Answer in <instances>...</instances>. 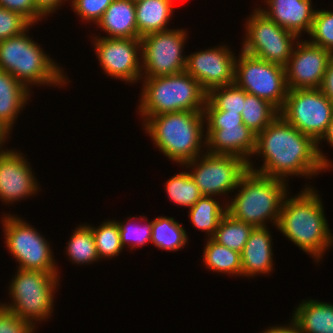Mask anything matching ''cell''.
I'll list each match as a JSON object with an SVG mask.
<instances>
[{"mask_svg":"<svg viewBox=\"0 0 333 333\" xmlns=\"http://www.w3.org/2000/svg\"><path fill=\"white\" fill-rule=\"evenodd\" d=\"M254 155L261 156L264 162L257 169L250 160L249 170L283 181L295 175L311 179L323 170H329L319 157L317 142L280 114L257 134Z\"/></svg>","mask_w":333,"mask_h":333,"instance_id":"cell-1","label":"cell"},{"mask_svg":"<svg viewBox=\"0 0 333 333\" xmlns=\"http://www.w3.org/2000/svg\"><path fill=\"white\" fill-rule=\"evenodd\" d=\"M288 196L283 201L276 228L316 262H320L327 249L333 246L321 197L312 186H306L298 195Z\"/></svg>","mask_w":333,"mask_h":333,"instance_id":"cell-2","label":"cell"},{"mask_svg":"<svg viewBox=\"0 0 333 333\" xmlns=\"http://www.w3.org/2000/svg\"><path fill=\"white\" fill-rule=\"evenodd\" d=\"M204 123V111L168 112L151 116L143 129L164 156L183 165L205 153Z\"/></svg>","mask_w":333,"mask_h":333,"instance_id":"cell-3","label":"cell"},{"mask_svg":"<svg viewBox=\"0 0 333 333\" xmlns=\"http://www.w3.org/2000/svg\"><path fill=\"white\" fill-rule=\"evenodd\" d=\"M287 188L286 181L248 170L236 187V195L226 202L227 213L253 228L266 227L268 220L275 227L289 194Z\"/></svg>","mask_w":333,"mask_h":333,"instance_id":"cell-4","label":"cell"},{"mask_svg":"<svg viewBox=\"0 0 333 333\" xmlns=\"http://www.w3.org/2000/svg\"><path fill=\"white\" fill-rule=\"evenodd\" d=\"M28 30L0 41V70L13 75L30 91V85L69 84L62 67L27 35Z\"/></svg>","mask_w":333,"mask_h":333,"instance_id":"cell-5","label":"cell"},{"mask_svg":"<svg viewBox=\"0 0 333 333\" xmlns=\"http://www.w3.org/2000/svg\"><path fill=\"white\" fill-rule=\"evenodd\" d=\"M138 113L143 124L151 117L168 112L204 111L207 93L185 71L143 79Z\"/></svg>","mask_w":333,"mask_h":333,"instance_id":"cell-6","label":"cell"},{"mask_svg":"<svg viewBox=\"0 0 333 333\" xmlns=\"http://www.w3.org/2000/svg\"><path fill=\"white\" fill-rule=\"evenodd\" d=\"M16 270L8 291L12 302H0V305L35 328L36 322L41 323L52 317L54 294L60 284V274L18 268Z\"/></svg>","mask_w":333,"mask_h":333,"instance_id":"cell-7","label":"cell"},{"mask_svg":"<svg viewBox=\"0 0 333 333\" xmlns=\"http://www.w3.org/2000/svg\"><path fill=\"white\" fill-rule=\"evenodd\" d=\"M7 250L18 262V269L60 273L47 239L20 217L2 215Z\"/></svg>","mask_w":333,"mask_h":333,"instance_id":"cell-8","label":"cell"},{"mask_svg":"<svg viewBox=\"0 0 333 333\" xmlns=\"http://www.w3.org/2000/svg\"><path fill=\"white\" fill-rule=\"evenodd\" d=\"M242 51L264 61L285 67L299 37L282 28L255 8L245 21Z\"/></svg>","mask_w":333,"mask_h":333,"instance_id":"cell-9","label":"cell"},{"mask_svg":"<svg viewBox=\"0 0 333 333\" xmlns=\"http://www.w3.org/2000/svg\"><path fill=\"white\" fill-rule=\"evenodd\" d=\"M239 55L235 63L234 83L247 93L267 100L280 111L289 90L285 67L264 61L242 50Z\"/></svg>","mask_w":333,"mask_h":333,"instance_id":"cell-10","label":"cell"},{"mask_svg":"<svg viewBox=\"0 0 333 333\" xmlns=\"http://www.w3.org/2000/svg\"><path fill=\"white\" fill-rule=\"evenodd\" d=\"M183 165L190 170L188 173L201 194L212 197L234 192L242 176L249 170L248 162L238 156L208 152Z\"/></svg>","mask_w":333,"mask_h":333,"instance_id":"cell-11","label":"cell"},{"mask_svg":"<svg viewBox=\"0 0 333 333\" xmlns=\"http://www.w3.org/2000/svg\"><path fill=\"white\" fill-rule=\"evenodd\" d=\"M279 114L317 142L333 118V101L321 89H289Z\"/></svg>","mask_w":333,"mask_h":333,"instance_id":"cell-12","label":"cell"},{"mask_svg":"<svg viewBox=\"0 0 333 333\" xmlns=\"http://www.w3.org/2000/svg\"><path fill=\"white\" fill-rule=\"evenodd\" d=\"M186 29H167L141 38L142 79L185 71Z\"/></svg>","mask_w":333,"mask_h":333,"instance_id":"cell-13","label":"cell"},{"mask_svg":"<svg viewBox=\"0 0 333 333\" xmlns=\"http://www.w3.org/2000/svg\"><path fill=\"white\" fill-rule=\"evenodd\" d=\"M92 39L103 73L128 84L142 79L141 38H107L98 35Z\"/></svg>","mask_w":333,"mask_h":333,"instance_id":"cell-14","label":"cell"},{"mask_svg":"<svg viewBox=\"0 0 333 333\" xmlns=\"http://www.w3.org/2000/svg\"><path fill=\"white\" fill-rule=\"evenodd\" d=\"M228 47L222 44L187 55L185 72L196 79L207 94L214 88L234 83L237 57Z\"/></svg>","mask_w":333,"mask_h":333,"instance_id":"cell-15","label":"cell"},{"mask_svg":"<svg viewBox=\"0 0 333 333\" xmlns=\"http://www.w3.org/2000/svg\"><path fill=\"white\" fill-rule=\"evenodd\" d=\"M332 55L308 40H298L285 66L288 89H320Z\"/></svg>","mask_w":333,"mask_h":333,"instance_id":"cell-16","label":"cell"},{"mask_svg":"<svg viewBox=\"0 0 333 333\" xmlns=\"http://www.w3.org/2000/svg\"><path fill=\"white\" fill-rule=\"evenodd\" d=\"M32 171L21 151L9 149L0 153V201L12 205L37 194L40 185Z\"/></svg>","mask_w":333,"mask_h":333,"instance_id":"cell-17","label":"cell"},{"mask_svg":"<svg viewBox=\"0 0 333 333\" xmlns=\"http://www.w3.org/2000/svg\"><path fill=\"white\" fill-rule=\"evenodd\" d=\"M206 152L235 155L248 163L256 149L257 134L244 124L239 127H205ZM251 156V157H250Z\"/></svg>","mask_w":333,"mask_h":333,"instance_id":"cell-18","label":"cell"},{"mask_svg":"<svg viewBox=\"0 0 333 333\" xmlns=\"http://www.w3.org/2000/svg\"><path fill=\"white\" fill-rule=\"evenodd\" d=\"M267 9L258 7L261 12L282 28L301 37L309 34L315 11L311 0H264Z\"/></svg>","mask_w":333,"mask_h":333,"instance_id":"cell-19","label":"cell"},{"mask_svg":"<svg viewBox=\"0 0 333 333\" xmlns=\"http://www.w3.org/2000/svg\"><path fill=\"white\" fill-rule=\"evenodd\" d=\"M266 227L253 228L241 252L242 276L269 274L273 269V241Z\"/></svg>","mask_w":333,"mask_h":333,"instance_id":"cell-20","label":"cell"},{"mask_svg":"<svg viewBox=\"0 0 333 333\" xmlns=\"http://www.w3.org/2000/svg\"><path fill=\"white\" fill-rule=\"evenodd\" d=\"M96 25L107 38H138L135 2L114 0Z\"/></svg>","mask_w":333,"mask_h":333,"instance_id":"cell-21","label":"cell"},{"mask_svg":"<svg viewBox=\"0 0 333 333\" xmlns=\"http://www.w3.org/2000/svg\"><path fill=\"white\" fill-rule=\"evenodd\" d=\"M295 308L290 320L301 333H333V304L309 299Z\"/></svg>","mask_w":333,"mask_h":333,"instance_id":"cell-22","label":"cell"},{"mask_svg":"<svg viewBox=\"0 0 333 333\" xmlns=\"http://www.w3.org/2000/svg\"><path fill=\"white\" fill-rule=\"evenodd\" d=\"M30 92L13 75L0 70V122L10 131L23 108L30 100Z\"/></svg>","mask_w":333,"mask_h":333,"instance_id":"cell-23","label":"cell"},{"mask_svg":"<svg viewBox=\"0 0 333 333\" xmlns=\"http://www.w3.org/2000/svg\"><path fill=\"white\" fill-rule=\"evenodd\" d=\"M169 0H140L135 2L138 38L170 29L168 21L174 7Z\"/></svg>","mask_w":333,"mask_h":333,"instance_id":"cell-24","label":"cell"},{"mask_svg":"<svg viewBox=\"0 0 333 333\" xmlns=\"http://www.w3.org/2000/svg\"><path fill=\"white\" fill-rule=\"evenodd\" d=\"M206 240L203 250V265L220 274L242 276L241 253L217 243L212 238Z\"/></svg>","mask_w":333,"mask_h":333,"instance_id":"cell-25","label":"cell"},{"mask_svg":"<svg viewBox=\"0 0 333 333\" xmlns=\"http://www.w3.org/2000/svg\"><path fill=\"white\" fill-rule=\"evenodd\" d=\"M188 235L173 217L158 216L152 221L151 243L158 249L177 251L185 247Z\"/></svg>","mask_w":333,"mask_h":333,"instance_id":"cell-26","label":"cell"},{"mask_svg":"<svg viewBox=\"0 0 333 333\" xmlns=\"http://www.w3.org/2000/svg\"><path fill=\"white\" fill-rule=\"evenodd\" d=\"M222 205L214 196H202L188 211L192 225L207 233V238L213 237L219 221L227 213V203Z\"/></svg>","mask_w":333,"mask_h":333,"instance_id":"cell-27","label":"cell"},{"mask_svg":"<svg viewBox=\"0 0 333 333\" xmlns=\"http://www.w3.org/2000/svg\"><path fill=\"white\" fill-rule=\"evenodd\" d=\"M278 115L279 110L270 102L246 92L241 117L254 133L263 131Z\"/></svg>","mask_w":333,"mask_h":333,"instance_id":"cell-28","label":"cell"},{"mask_svg":"<svg viewBox=\"0 0 333 333\" xmlns=\"http://www.w3.org/2000/svg\"><path fill=\"white\" fill-rule=\"evenodd\" d=\"M69 238L65 253L71 263L89 265L100 260L90 225H79Z\"/></svg>","mask_w":333,"mask_h":333,"instance_id":"cell-29","label":"cell"},{"mask_svg":"<svg viewBox=\"0 0 333 333\" xmlns=\"http://www.w3.org/2000/svg\"><path fill=\"white\" fill-rule=\"evenodd\" d=\"M253 227L226 213L219 221L212 239L231 250L242 252Z\"/></svg>","mask_w":333,"mask_h":333,"instance_id":"cell-30","label":"cell"},{"mask_svg":"<svg viewBox=\"0 0 333 333\" xmlns=\"http://www.w3.org/2000/svg\"><path fill=\"white\" fill-rule=\"evenodd\" d=\"M165 190L168 198L178 206L190 209L203 195L186 171L179 172L167 180Z\"/></svg>","mask_w":333,"mask_h":333,"instance_id":"cell-31","label":"cell"},{"mask_svg":"<svg viewBox=\"0 0 333 333\" xmlns=\"http://www.w3.org/2000/svg\"><path fill=\"white\" fill-rule=\"evenodd\" d=\"M246 91L235 83L212 89L207 94L204 110L242 113Z\"/></svg>","mask_w":333,"mask_h":333,"instance_id":"cell-32","label":"cell"},{"mask_svg":"<svg viewBox=\"0 0 333 333\" xmlns=\"http://www.w3.org/2000/svg\"><path fill=\"white\" fill-rule=\"evenodd\" d=\"M95 240L99 259H112L121 254L123 248L120 240L119 226L116 220L104 221L99 227L90 226Z\"/></svg>","mask_w":333,"mask_h":333,"instance_id":"cell-33","label":"cell"},{"mask_svg":"<svg viewBox=\"0 0 333 333\" xmlns=\"http://www.w3.org/2000/svg\"><path fill=\"white\" fill-rule=\"evenodd\" d=\"M144 216L145 215L137 218H139L140 221H146L145 225H138L131 222L134 221L135 216L132 217V219L128 217L126 222L117 221L123 248L129 245L130 250H134L136 247H142L151 242L152 221H148L147 217ZM132 223L134 225H132Z\"/></svg>","mask_w":333,"mask_h":333,"instance_id":"cell-34","label":"cell"},{"mask_svg":"<svg viewBox=\"0 0 333 333\" xmlns=\"http://www.w3.org/2000/svg\"><path fill=\"white\" fill-rule=\"evenodd\" d=\"M312 44L318 45L333 54V12L316 9L311 30L309 32Z\"/></svg>","mask_w":333,"mask_h":333,"instance_id":"cell-35","label":"cell"},{"mask_svg":"<svg viewBox=\"0 0 333 333\" xmlns=\"http://www.w3.org/2000/svg\"><path fill=\"white\" fill-rule=\"evenodd\" d=\"M32 26L23 15L0 6V41L19 35Z\"/></svg>","mask_w":333,"mask_h":333,"instance_id":"cell-36","label":"cell"},{"mask_svg":"<svg viewBox=\"0 0 333 333\" xmlns=\"http://www.w3.org/2000/svg\"><path fill=\"white\" fill-rule=\"evenodd\" d=\"M114 0H71V9L81 17L83 22H93L95 25L101 19L106 9Z\"/></svg>","mask_w":333,"mask_h":333,"instance_id":"cell-37","label":"cell"},{"mask_svg":"<svg viewBox=\"0 0 333 333\" xmlns=\"http://www.w3.org/2000/svg\"><path fill=\"white\" fill-rule=\"evenodd\" d=\"M36 329L0 305V333H34Z\"/></svg>","mask_w":333,"mask_h":333,"instance_id":"cell-38","label":"cell"},{"mask_svg":"<svg viewBox=\"0 0 333 333\" xmlns=\"http://www.w3.org/2000/svg\"><path fill=\"white\" fill-rule=\"evenodd\" d=\"M206 127H239L243 124L241 114L222 110H204Z\"/></svg>","mask_w":333,"mask_h":333,"instance_id":"cell-39","label":"cell"},{"mask_svg":"<svg viewBox=\"0 0 333 333\" xmlns=\"http://www.w3.org/2000/svg\"><path fill=\"white\" fill-rule=\"evenodd\" d=\"M0 6L23 15L33 25L45 17L37 9L34 0H0Z\"/></svg>","mask_w":333,"mask_h":333,"instance_id":"cell-40","label":"cell"},{"mask_svg":"<svg viewBox=\"0 0 333 333\" xmlns=\"http://www.w3.org/2000/svg\"><path fill=\"white\" fill-rule=\"evenodd\" d=\"M326 141L327 143L330 144V146L333 148V118L330 121L329 125L327 126V129L325 131V133L322 135V137L317 141V151L319 154V157L321 159V161L329 168L333 166L329 161V159L327 158V156H325V154L323 153V151L321 150L320 144L322 143V141ZM321 142V143H320Z\"/></svg>","mask_w":333,"mask_h":333,"instance_id":"cell-41","label":"cell"},{"mask_svg":"<svg viewBox=\"0 0 333 333\" xmlns=\"http://www.w3.org/2000/svg\"><path fill=\"white\" fill-rule=\"evenodd\" d=\"M64 1L70 0H34V3L37 9L47 17V15L53 14L57 9H60Z\"/></svg>","mask_w":333,"mask_h":333,"instance_id":"cell-42","label":"cell"},{"mask_svg":"<svg viewBox=\"0 0 333 333\" xmlns=\"http://www.w3.org/2000/svg\"><path fill=\"white\" fill-rule=\"evenodd\" d=\"M320 89L331 101H333V55L329 60L324 80Z\"/></svg>","mask_w":333,"mask_h":333,"instance_id":"cell-43","label":"cell"},{"mask_svg":"<svg viewBox=\"0 0 333 333\" xmlns=\"http://www.w3.org/2000/svg\"><path fill=\"white\" fill-rule=\"evenodd\" d=\"M261 333H301L297 325L291 320L289 322V325H283V326H271L268 327L266 330H264Z\"/></svg>","mask_w":333,"mask_h":333,"instance_id":"cell-44","label":"cell"},{"mask_svg":"<svg viewBox=\"0 0 333 333\" xmlns=\"http://www.w3.org/2000/svg\"><path fill=\"white\" fill-rule=\"evenodd\" d=\"M9 133L11 134V131L0 122V153L8 150V148L2 149V146L7 141V137H10Z\"/></svg>","mask_w":333,"mask_h":333,"instance_id":"cell-45","label":"cell"}]
</instances>
